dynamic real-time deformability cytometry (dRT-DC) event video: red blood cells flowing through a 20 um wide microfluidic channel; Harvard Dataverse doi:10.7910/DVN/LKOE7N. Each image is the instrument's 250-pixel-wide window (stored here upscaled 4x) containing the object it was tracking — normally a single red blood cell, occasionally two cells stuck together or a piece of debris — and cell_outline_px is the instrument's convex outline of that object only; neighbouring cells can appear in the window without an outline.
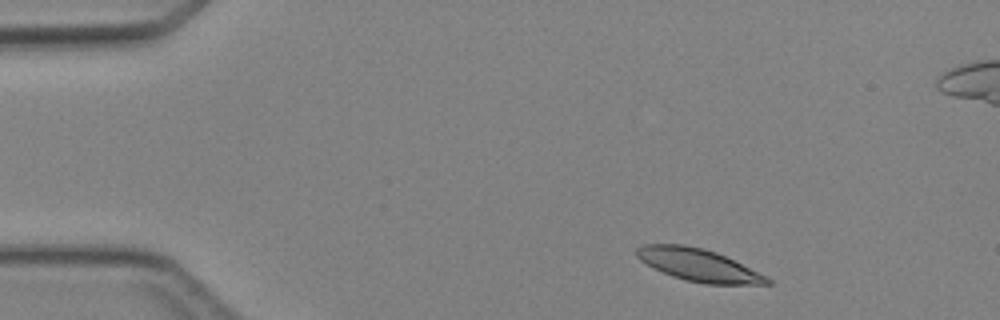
{"species": "Egyptian fruit bat (a non-hibernating species)", "species_latin": "Rousettus aegyptiacus", "temperature_condition": "cold", "stored_images_in_passage": 4, "camera_frame_rate_fps": 3000, "um_per_image_px": 0.085, "animal": {"sex": "female"}, "frame": {"image": 1, "passage_image": 1, "time_ms": 0.0, "image_size_px": [1000, 320], "cell_outline_px": [[772, 284], [704, 284], [684, 280], [672, 276], [640, 260], [636, 256], [636, 248], [640, 244], [684, 244], [704, 248], [716, 252], [768, 276], [772, 280]], "centroid_in_image_um": [59.38, 22.52], "position_along_channel_um": 25.6, "area_um2": 24.68}}